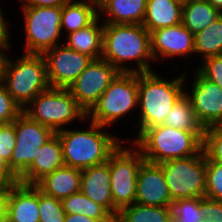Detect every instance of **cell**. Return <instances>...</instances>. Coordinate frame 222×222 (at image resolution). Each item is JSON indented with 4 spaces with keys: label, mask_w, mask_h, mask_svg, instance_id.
<instances>
[{
    "label": "cell",
    "mask_w": 222,
    "mask_h": 222,
    "mask_svg": "<svg viewBox=\"0 0 222 222\" xmlns=\"http://www.w3.org/2000/svg\"><path fill=\"white\" fill-rule=\"evenodd\" d=\"M183 71L169 79L156 70L138 73V112L135 113L138 124H133L137 132L133 133L134 139L125 141L133 142L145 129L164 124L169 111L184 93V85L188 84L190 74L186 69Z\"/></svg>",
    "instance_id": "cell-1"
},
{
    "label": "cell",
    "mask_w": 222,
    "mask_h": 222,
    "mask_svg": "<svg viewBox=\"0 0 222 222\" xmlns=\"http://www.w3.org/2000/svg\"><path fill=\"white\" fill-rule=\"evenodd\" d=\"M101 58L120 72L154 71L150 33L142 24L104 23Z\"/></svg>",
    "instance_id": "cell-2"
},
{
    "label": "cell",
    "mask_w": 222,
    "mask_h": 222,
    "mask_svg": "<svg viewBox=\"0 0 222 222\" xmlns=\"http://www.w3.org/2000/svg\"><path fill=\"white\" fill-rule=\"evenodd\" d=\"M84 123L85 126L89 123L85 129L78 126L56 132L61 142L64 164L80 170L107 162L110 155L125 141L124 137L122 139L114 132H109L108 127L87 118Z\"/></svg>",
    "instance_id": "cell-3"
},
{
    "label": "cell",
    "mask_w": 222,
    "mask_h": 222,
    "mask_svg": "<svg viewBox=\"0 0 222 222\" xmlns=\"http://www.w3.org/2000/svg\"><path fill=\"white\" fill-rule=\"evenodd\" d=\"M203 137L204 131L179 130L162 124L145 129L132 143L145 161L159 164L199 154Z\"/></svg>",
    "instance_id": "cell-4"
},
{
    "label": "cell",
    "mask_w": 222,
    "mask_h": 222,
    "mask_svg": "<svg viewBox=\"0 0 222 222\" xmlns=\"http://www.w3.org/2000/svg\"><path fill=\"white\" fill-rule=\"evenodd\" d=\"M0 78L22 109L50 87L42 54L21 53L12 58L7 52L1 62Z\"/></svg>",
    "instance_id": "cell-5"
},
{
    "label": "cell",
    "mask_w": 222,
    "mask_h": 222,
    "mask_svg": "<svg viewBox=\"0 0 222 222\" xmlns=\"http://www.w3.org/2000/svg\"><path fill=\"white\" fill-rule=\"evenodd\" d=\"M135 111H138V73L120 72L87 113V119L113 128Z\"/></svg>",
    "instance_id": "cell-6"
},
{
    "label": "cell",
    "mask_w": 222,
    "mask_h": 222,
    "mask_svg": "<svg viewBox=\"0 0 222 222\" xmlns=\"http://www.w3.org/2000/svg\"><path fill=\"white\" fill-rule=\"evenodd\" d=\"M30 119L51 128L55 133L87 118L68 89L49 87L23 108Z\"/></svg>",
    "instance_id": "cell-7"
},
{
    "label": "cell",
    "mask_w": 222,
    "mask_h": 222,
    "mask_svg": "<svg viewBox=\"0 0 222 222\" xmlns=\"http://www.w3.org/2000/svg\"><path fill=\"white\" fill-rule=\"evenodd\" d=\"M128 143L123 141L107 160L115 218L122 208L135 203L137 178L141 164L145 161L141 151L132 142Z\"/></svg>",
    "instance_id": "cell-8"
},
{
    "label": "cell",
    "mask_w": 222,
    "mask_h": 222,
    "mask_svg": "<svg viewBox=\"0 0 222 222\" xmlns=\"http://www.w3.org/2000/svg\"><path fill=\"white\" fill-rule=\"evenodd\" d=\"M25 43L23 53L43 54L62 44V6H21ZM62 37V39H61ZM25 50V51H24Z\"/></svg>",
    "instance_id": "cell-9"
},
{
    "label": "cell",
    "mask_w": 222,
    "mask_h": 222,
    "mask_svg": "<svg viewBox=\"0 0 222 222\" xmlns=\"http://www.w3.org/2000/svg\"><path fill=\"white\" fill-rule=\"evenodd\" d=\"M206 164L204 150L188 158L159 163L172 201L205 197Z\"/></svg>",
    "instance_id": "cell-10"
},
{
    "label": "cell",
    "mask_w": 222,
    "mask_h": 222,
    "mask_svg": "<svg viewBox=\"0 0 222 222\" xmlns=\"http://www.w3.org/2000/svg\"><path fill=\"white\" fill-rule=\"evenodd\" d=\"M16 145L9 169L19 177L33 162L38 150L56 133L21 113L15 120Z\"/></svg>",
    "instance_id": "cell-11"
},
{
    "label": "cell",
    "mask_w": 222,
    "mask_h": 222,
    "mask_svg": "<svg viewBox=\"0 0 222 222\" xmlns=\"http://www.w3.org/2000/svg\"><path fill=\"white\" fill-rule=\"evenodd\" d=\"M119 73L117 68L102 58L92 60L68 90L87 114Z\"/></svg>",
    "instance_id": "cell-12"
},
{
    "label": "cell",
    "mask_w": 222,
    "mask_h": 222,
    "mask_svg": "<svg viewBox=\"0 0 222 222\" xmlns=\"http://www.w3.org/2000/svg\"><path fill=\"white\" fill-rule=\"evenodd\" d=\"M190 85L184 93L190 99L195 116L203 128L222 125V88L193 69ZM190 89H189V88Z\"/></svg>",
    "instance_id": "cell-13"
},
{
    "label": "cell",
    "mask_w": 222,
    "mask_h": 222,
    "mask_svg": "<svg viewBox=\"0 0 222 222\" xmlns=\"http://www.w3.org/2000/svg\"><path fill=\"white\" fill-rule=\"evenodd\" d=\"M50 87H68L93 60L91 57L68 48L64 43L46 50L43 54Z\"/></svg>",
    "instance_id": "cell-14"
},
{
    "label": "cell",
    "mask_w": 222,
    "mask_h": 222,
    "mask_svg": "<svg viewBox=\"0 0 222 222\" xmlns=\"http://www.w3.org/2000/svg\"><path fill=\"white\" fill-rule=\"evenodd\" d=\"M150 41L155 62L195 58L194 35L182 23L150 32Z\"/></svg>",
    "instance_id": "cell-15"
},
{
    "label": "cell",
    "mask_w": 222,
    "mask_h": 222,
    "mask_svg": "<svg viewBox=\"0 0 222 222\" xmlns=\"http://www.w3.org/2000/svg\"><path fill=\"white\" fill-rule=\"evenodd\" d=\"M172 199L159 164L144 161L137 178L135 203L150 206H171Z\"/></svg>",
    "instance_id": "cell-16"
},
{
    "label": "cell",
    "mask_w": 222,
    "mask_h": 222,
    "mask_svg": "<svg viewBox=\"0 0 222 222\" xmlns=\"http://www.w3.org/2000/svg\"><path fill=\"white\" fill-rule=\"evenodd\" d=\"M38 187L16 181L7 205L6 222H39Z\"/></svg>",
    "instance_id": "cell-17"
},
{
    "label": "cell",
    "mask_w": 222,
    "mask_h": 222,
    "mask_svg": "<svg viewBox=\"0 0 222 222\" xmlns=\"http://www.w3.org/2000/svg\"><path fill=\"white\" fill-rule=\"evenodd\" d=\"M64 165L61 142L55 134L38 150L33 162L17 178V181L24 184H36L45 175Z\"/></svg>",
    "instance_id": "cell-18"
},
{
    "label": "cell",
    "mask_w": 222,
    "mask_h": 222,
    "mask_svg": "<svg viewBox=\"0 0 222 222\" xmlns=\"http://www.w3.org/2000/svg\"><path fill=\"white\" fill-rule=\"evenodd\" d=\"M109 163L87 167L81 170L80 191L95 203L104 206L113 215Z\"/></svg>",
    "instance_id": "cell-19"
},
{
    "label": "cell",
    "mask_w": 222,
    "mask_h": 222,
    "mask_svg": "<svg viewBox=\"0 0 222 222\" xmlns=\"http://www.w3.org/2000/svg\"><path fill=\"white\" fill-rule=\"evenodd\" d=\"M147 0H102L99 18L109 24H142Z\"/></svg>",
    "instance_id": "cell-20"
},
{
    "label": "cell",
    "mask_w": 222,
    "mask_h": 222,
    "mask_svg": "<svg viewBox=\"0 0 222 222\" xmlns=\"http://www.w3.org/2000/svg\"><path fill=\"white\" fill-rule=\"evenodd\" d=\"M81 184V170L70 166H62L54 172L45 175L35 185L45 195L63 200L79 192Z\"/></svg>",
    "instance_id": "cell-21"
},
{
    "label": "cell",
    "mask_w": 222,
    "mask_h": 222,
    "mask_svg": "<svg viewBox=\"0 0 222 222\" xmlns=\"http://www.w3.org/2000/svg\"><path fill=\"white\" fill-rule=\"evenodd\" d=\"M184 0H147L142 25L152 32L182 23Z\"/></svg>",
    "instance_id": "cell-22"
},
{
    "label": "cell",
    "mask_w": 222,
    "mask_h": 222,
    "mask_svg": "<svg viewBox=\"0 0 222 222\" xmlns=\"http://www.w3.org/2000/svg\"><path fill=\"white\" fill-rule=\"evenodd\" d=\"M104 23L98 17L89 26L66 35L63 43L77 52L100 59L103 52Z\"/></svg>",
    "instance_id": "cell-23"
},
{
    "label": "cell",
    "mask_w": 222,
    "mask_h": 222,
    "mask_svg": "<svg viewBox=\"0 0 222 222\" xmlns=\"http://www.w3.org/2000/svg\"><path fill=\"white\" fill-rule=\"evenodd\" d=\"M98 17V4L90 0H71L62 6V35L65 37L69 33L83 29L92 24Z\"/></svg>",
    "instance_id": "cell-24"
},
{
    "label": "cell",
    "mask_w": 222,
    "mask_h": 222,
    "mask_svg": "<svg viewBox=\"0 0 222 222\" xmlns=\"http://www.w3.org/2000/svg\"><path fill=\"white\" fill-rule=\"evenodd\" d=\"M222 13L207 0H184L182 24L193 34H197L215 22Z\"/></svg>",
    "instance_id": "cell-25"
},
{
    "label": "cell",
    "mask_w": 222,
    "mask_h": 222,
    "mask_svg": "<svg viewBox=\"0 0 222 222\" xmlns=\"http://www.w3.org/2000/svg\"><path fill=\"white\" fill-rule=\"evenodd\" d=\"M171 206H150L134 203L122 208L115 222H170Z\"/></svg>",
    "instance_id": "cell-26"
},
{
    "label": "cell",
    "mask_w": 222,
    "mask_h": 222,
    "mask_svg": "<svg viewBox=\"0 0 222 222\" xmlns=\"http://www.w3.org/2000/svg\"><path fill=\"white\" fill-rule=\"evenodd\" d=\"M66 214H81L100 222H115V217L101 204L95 203L81 191L62 200Z\"/></svg>",
    "instance_id": "cell-27"
},
{
    "label": "cell",
    "mask_w": 222,
    "mask_h": 222,
    "mask_svg": "<svg viewBox=\"0 0 222 222\" xmlns=\"http://www.w3.org/2000/svg\"><path fill=\"white\" fill-rule=\"evenodd\" d=\"M195 56L201 62L209 57L222 55V15L207 28L194 35Z\"/></svg>",
    "instance_id": "cell-28"
},
{
    "label": "cell",
    "mask_w": 222,
    "mask_h": 222,
    "mask_svg": "<svg viewBox=\"0 0 222 222\" xmlns=\"http://www.w3.org/2000/svg\"><path fill=\"white\" fill-rule=\"evenodd\" d=\"M164 125L179 130L204 131L197 120L190 99L183 93L167 115Z\"/></svg>",
    "instance_id": "cell-29"
},
{
    "label": "cell",
    "mask_w": 222,
    "mask_h": 222,
    "mask_svg": "<svg viewBox=\"0 0 222 222\" xmlns=\"http://www.w3.org/2000/svg\"><path fill=\"white\" fill-rule=\"evenodd\" d=\"M16 145L15 121L0 124V177L3 180H15L17 176L9 169L13 150Z\"/></svg>",
    "instance_id": "cell-30"
},
{
    "label": "cell",
    "mask_w": 222,
    "mask_h": 222,
    "mask_svg": "<svg viewBox=\"0 0 222 222\" xmlns=\"http://www.w3.org/2000/svg\"><path fill=\"white\" fill-rule=\"evenodd\" d=\"M172 220L175 222H203L201 198L179 199L172 202Z\"/></svg>",
    "instance_id": "cell-31"
},
{
    "label": "cell",
    "mask_w": 222,
    "mask_h": 222,
    "mask_svg": "<svg viewBox=\"0 0 222 222\" xmlns=\"http://www.w3.org/2000/svg\"><path fill=\"white\" fill-rule=\"evenodd\" d=\"M39 222H64L66 213L64 212L62 201L45 195L38 188Z\"/></svg>",
    "instance_id": "cell-32"
},
{
    "label": "cell",
    "mask_w": 222,
    "mask_h": 222,
    "mask_svg": "<svg viewBox=\"0 0 222 222\" xmlns=\"http://www.w3.org/2000/svg\"><path fill=\"white\" fill-rule=\"evenodd\" d=\"M203 150L210 161L222 164V125L205 128Z\"/></svg>",
    "instance_id": "cell-33"
},
{
    "label": "cell",
    "mask_w": 222,
    "mask_h": 222,
    "mask_svg": "<svg viewBox=\"0 0 222 222\" xmlns=\"http://www.w3.org/2000/svg\"><path fill=\"white\" fill-rule=\"evenodd\" d=\"M206 198L222 201V164L210 161L206 164Z\"/></svg>",
    "instance_id": "cell-34"
},
{
    "label": "cell",
    "mask_w": 222,
    "mask_h": 222,
    "mask_svg": "<svg viewBox=\"0 0 222 222\" xmlns=\"http://www.w3.org/2000/svg\"><path fill=\"white\" fill-rule=\"evenodd\" d=\"M22 112L23 109L8 93L0 78V124L12 123Z\"/></svg>",
    "instance_id": "cell-35"
},
{
    "label": "cell",
    "mask_w": 222,
    "mask_h": 222,
    "mask_svg": "<svg viewBox=\"0 0 222 222\" xmlns=\"http://www.w3.org/2000/svg\"><path fill=\"white\" fill-rule=\"evenodd\" d=\"M195 69L206 79L222 88V55L209 57Z\"/></svg>",
    "instance_id": "cell-36"
},
{
    "label": "cell",
    "mask_w": 222,
    "mask_h": 222,
    "mask_svg": "<svg viewBox=\"0 0 222 222\" xmlns=\"http://www.w3.org/2000/svg\"><path fill=\"white\" fill-rule=\"evenodd\" d=\"M201 212L203 222H222V201H215L201 197Z\"/></svg>",
    "instance_id": "cell-37"
},
{
    "label": "cell",
    "mask_w": 222,
    "mask_h": 222,
    "mask_svg": "<svg viewBox=\"0 0 222 222\" xmlns=\"http://www.w3.org/2000/svg\"><path fill=\"white\" fill-rule=\"evenodd\" d=\"M0 4V52L2 53H12V43L10 38L11 37V28L9 27L11 25V21H9L2 12L3 8H1ZM10 24V25H9ZM11 51V52H10Z\"/></svg>",
    "instance_id": "cell-38"
},
{
    "label": "cell",
    "mask_w": 222,
    "mask_h": 222,
    "mask_svg": "<svg viewBox=\"0 0 222 222\" xmlns=\"http://www.w3.org/2000/svg\"><path fill=\"white\" fill-rule=\"evenodd\" d=\"M15 182V180H2L0 182V222H6L7 220L8 199Z\"/></svg>",
    "instance_id": "cell-39"
},
{
    "label": "cell",
    "mask_w": 222,
    "mask_h": 222,
    "mask_svg": "<svg viewBox=\"0 0 222 222\" xmlns=\"http://www.w3.org/2000/svg\"><path fill=\"white\" fill-rule=\"evenodd\" d=\"M21 6H42V7H52V6H63L64 4L70 2L71 0H18Z\"/></svg>",
    "instance_id": "cell-40"
},
{
    "label": "cell",
    "mask_w": 222,
    "mask_h": 222,
    "mask_svg": "<svg viewBox=\"0 0 222 222\" xmlns=\"http://www.w3.org/2000/svg\"><path fill=\"white\" fill-rule=\"evenodd\" d=\"M64 222H100V221L81 214H66Z\"/></svg>",
    "instance_id": "cell-41"
},
{
    "label": "cell",
    "mask_w": 222,
    "mask_h": 222,
    "mask_svg": "<svg viewBox=\"0 0 222 222\" xmlns=\"http://www.w3.org/2000/svg\"><path fill=\"white\" fill-rule=\"evenodd\" d=\"M215 9L222 13V0H207Z\"/></svg>",
    "instance_id": "cell-42"
},
{
    "label": "cell",
    "mask_w": 222,
    "mask_h": 222,
    "mask_svg": "<svg viewBox=\"0 0 222 222\" xmlns=\"http://www.w3.org/2000/svg\"><path fill=\"white\" fill-rule=\"evenodd\" d=\"M3 55H4V53L0 52V74H1V62L3 59Z\"/></svg>",
    "instance_id": "cell-43"
},
{
    "label": "cell",
    "mask_w": 222,
    "mask_h": 222,
    "mask_svg": "<svg viewBox=\"0 0 222 222\" xmlns=\"http://www.w3.org/2000/svg\"><path fill=\"white\" fill-rule=\"evenodd\" d=\"M90 1H92V2H94L96 4H99L102 0H90Z\"/></svg>",
    "instance_id": "cell-44"
}]
</instances>
